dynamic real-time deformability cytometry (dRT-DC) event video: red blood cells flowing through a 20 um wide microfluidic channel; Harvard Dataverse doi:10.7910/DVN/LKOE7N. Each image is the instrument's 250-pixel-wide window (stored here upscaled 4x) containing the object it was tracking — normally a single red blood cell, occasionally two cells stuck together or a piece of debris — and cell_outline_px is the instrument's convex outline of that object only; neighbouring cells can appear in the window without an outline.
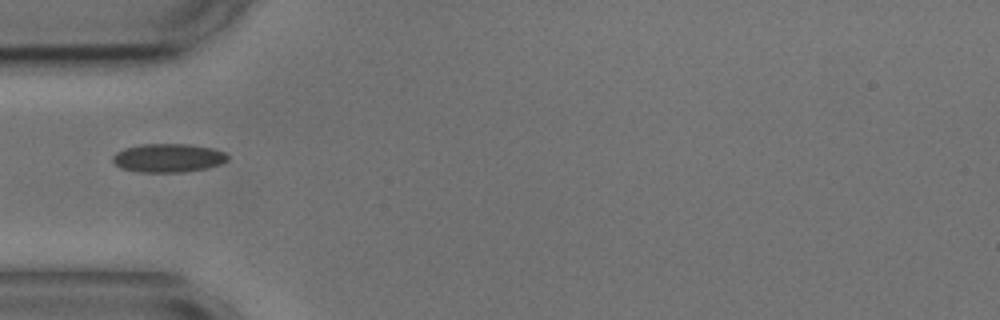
{"species": "common noctule bat (a hibernating species)", "species_latin": "Nyctalus noctula", "temperature_condition": "cold", "stored_images_in_passage": 5, "segment_of_instrument_passage": [2, 2], "camera_frame_rate_fps": 3000, "um_per_image_px": 0.085, "animal": {"sex": "male", "body_mass_g": 17.9, "forearm_length_mm": 54.2}, "frame": {"image": 1, "passage_image": 5, "time_ms": 5.333, "image_size_px": [1000, 320], "cell_outline_px": [[228, 160], [220, 164], [204, 168], [180, 172], [140, 172], [120, 168], [112, 160], [112, 156], [116, 152], [124, 148], [140, 144], [188, 144], [212, 148], [224, 152], [228, 156]], "centroid_in_image_um": [14.26, 13.42], "position_along_channel_um": 70.7, "area_um2": 19.07}}